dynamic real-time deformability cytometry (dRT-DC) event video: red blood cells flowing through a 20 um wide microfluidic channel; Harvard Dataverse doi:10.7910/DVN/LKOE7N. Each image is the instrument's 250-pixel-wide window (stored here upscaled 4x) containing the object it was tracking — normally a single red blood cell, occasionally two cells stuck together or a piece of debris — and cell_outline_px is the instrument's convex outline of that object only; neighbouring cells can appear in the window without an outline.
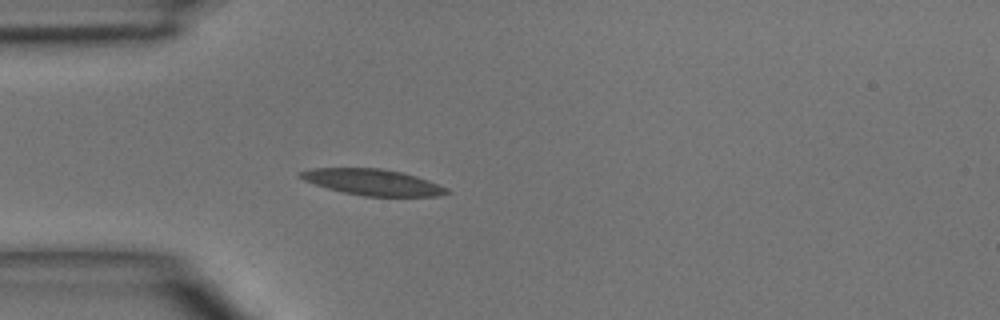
{"species": "common noctule bat (a hibernating species)", "species_latin": "Nyctalus noctula", "temperature_condition": "room temperature", "stored_images_in_passage": 4, "camera_frame_rate_fps": 3000, "um_per_image_px": 0.085, "animal": {"sex": "male", "body_mass_g": 15.6}, "frame": {"image": 1, "passage_image": 4, "time_ms": 3.667, "image_size_px": [1000, 320], "cell_outline_px": [[452, 192], [440, 196], [364, 196], [344, 192], [328, 188], [304, 180], [296, 176], [300, 172], [312, 168], [380, 168], [400, 172], [416, 176], [428, 180], [448, 188]], "centroid_in_image_um": [31.7, 15.48], "position_along_channel_um": 53.3, "area_um2": 22.14}}